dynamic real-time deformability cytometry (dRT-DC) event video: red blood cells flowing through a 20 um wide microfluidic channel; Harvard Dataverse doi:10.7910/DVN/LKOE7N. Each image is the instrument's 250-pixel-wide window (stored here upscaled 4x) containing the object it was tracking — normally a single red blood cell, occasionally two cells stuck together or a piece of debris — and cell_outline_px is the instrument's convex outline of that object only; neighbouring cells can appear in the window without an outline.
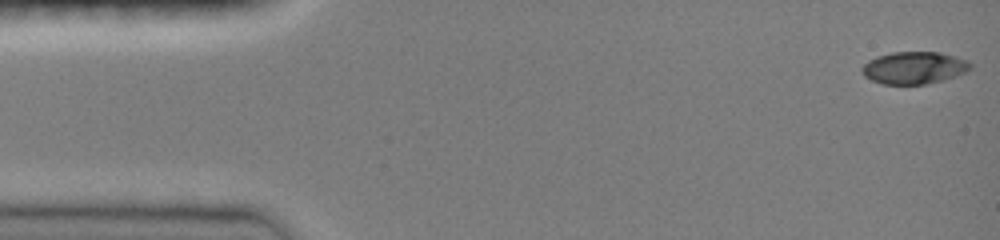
{"species": "common noctule bat (a hibernating species)", "species_latin": "Nyctalus noctula", "temperature_condition": "room temperature", "stored_images_in_passage": 15, "camera_frame_rate_fps": 3000, "um_per_image_px": 0.085, "animal": {"sex": "female", "body_mass_g": 19.0, "forearm_length_mm": 51.5}, "frame": {"image": 1, "passage_image": 1, "time_ms": 0.0, "image_size_px": [1000, 240], "cell_outline_px": [[972, 68], [964, 72], [940, 80], [924, 84], [880, 84], [864, 76], [860, 72], [860, 68], [868, 60], [876, 56], [892, 52], [940, 52], [956, 56], [968, 60], [972, 64]], "centroid_in_image_um": [77.65, 5.75], "position_along_channel_um": 7.3, "area_um2": 20.4}}
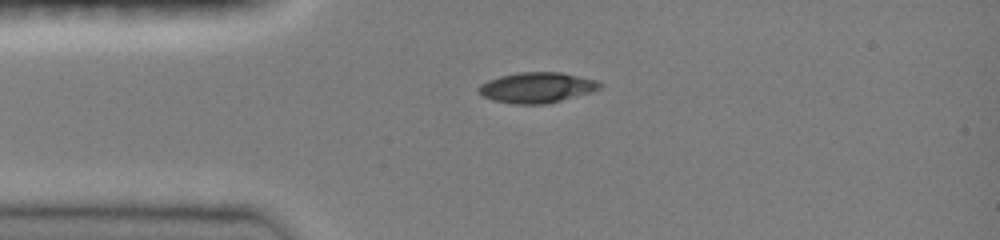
{"frame": {"image": 2, "passage_image": 10, "time_ms": 3.333, "image_size_px": [1000, 240], "cell_outline_px": [[604, 84], [600, 88], [592, 92], [544, 104], [512, 104], [492, 100], [476, 92], [476, 88], [480, 84], [488, 80], [500, 76], [516, 72], [560, 72], [596, 80]], "centroid_in_image_um": [45.59, 7.44], "position_along_channel_um": 39.4, "area_um2": 21.62}}